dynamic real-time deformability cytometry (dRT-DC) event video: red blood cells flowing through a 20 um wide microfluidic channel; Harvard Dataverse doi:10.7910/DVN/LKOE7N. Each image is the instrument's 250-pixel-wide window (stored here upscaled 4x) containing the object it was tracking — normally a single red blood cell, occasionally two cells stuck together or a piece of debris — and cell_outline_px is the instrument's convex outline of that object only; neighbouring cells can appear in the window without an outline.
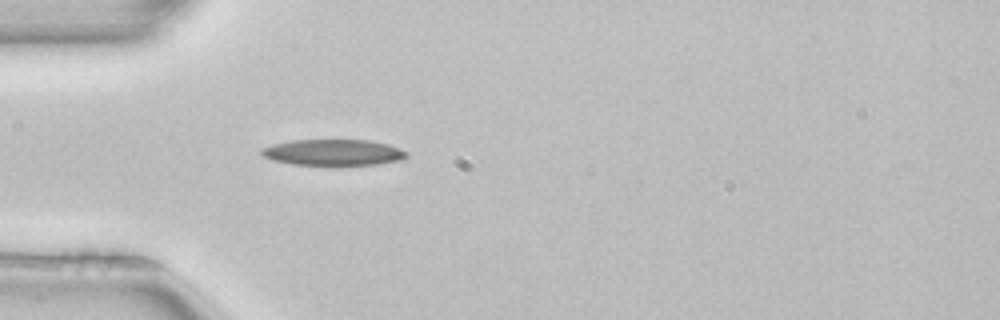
{"species": "common noctule bat (a hibernating species)", "species_latin": "Nyctalus noctula", "temperature_condition": "room temperature", "stored_images_in_passage": 1, "camera_frame_rate_fps": 3000, "um_per_image_px": 0.085, "animal": {"sex": "female", "body_mass_g": 22.7, "forearm_length_mm": 54.2}, "frame": {"image": 1, "passage_image": 1, "time_ms": 0.0, "image_size_px": [1000, 320], "cell_outline_px": [[408, 156], [400, 160], [376, 164], [292, 164], [272, 160], [264, 156], [260, 152], [260, 148], [272, 144], [292, 140], [368, 140], [388, 144], [408, 152]], "centroid_in_image_um": [28.3, 12.94], "position_along_channel_um": 56.7, "area_um2": 21.79}}